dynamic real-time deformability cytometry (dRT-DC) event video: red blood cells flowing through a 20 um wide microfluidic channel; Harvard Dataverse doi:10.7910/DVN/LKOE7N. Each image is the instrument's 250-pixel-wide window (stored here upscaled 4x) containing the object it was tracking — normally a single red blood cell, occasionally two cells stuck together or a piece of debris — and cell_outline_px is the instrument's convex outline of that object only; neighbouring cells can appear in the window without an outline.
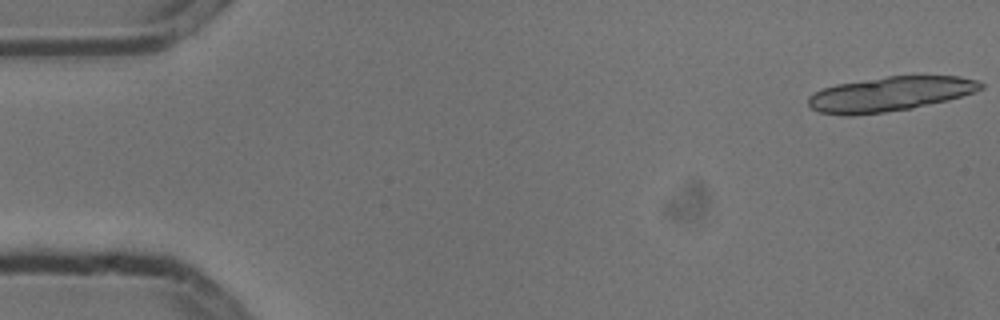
{"species": "common noctule bat (a hibernating species)", "species_latin": "Nyctalus noctula", "temperature_condition": "cold", "stored_images_in_passage": 6, "segment_of_instrument_passage": [1, 2], "camera_frame_rate_fps": 3000, "um_per_image_px": 0.085, "animal": {"sex": "male", "body_mass_g": 13.3}, "frame": {"image": 1, "passage_image": 1, "time_ms": 0.0, "image_size_px": [1000, 320], "cell_outline_px": [[984, 88], [976, 92], [948, 100], [912, 108], [884, 112], [848, 116], [844, 116], [820, 112], [812, 108], [808, 104], [808, 96], [812, 92], [836, 84], [888, 76], [960, 76], [976, 80], [984, 84]], "centroid_in_image_um": [75.65, 7.99], "position_along_channel_um": 9.4, "area_um2": 34.8}}